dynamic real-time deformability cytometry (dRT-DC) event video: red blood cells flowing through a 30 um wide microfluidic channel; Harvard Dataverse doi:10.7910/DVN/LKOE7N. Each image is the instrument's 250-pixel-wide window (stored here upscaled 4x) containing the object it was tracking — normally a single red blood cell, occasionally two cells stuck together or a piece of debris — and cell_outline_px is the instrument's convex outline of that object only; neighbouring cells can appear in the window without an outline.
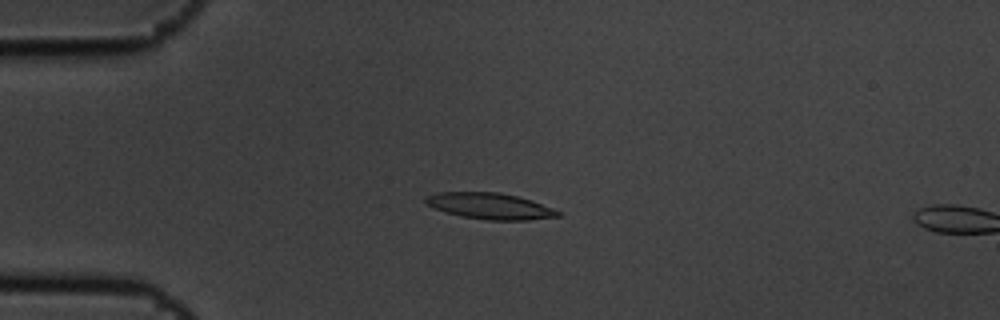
{"species": "common noctule bat (a hibernating species)", "species_latin": "Nyctalus noctula", "temperature_condition": "cold", "stored_images_in_passage": 4, "camera_frame_rate_fps": 3000, "um_per_image_px": 0.085, "animal": {"sex": "male", "body_mass_g": 19.5, "forearm_length_mm": 54.6}, "frame": {"image": 1, "passage_image": 3, "time_ms": 0.667, "image_size_px": [1000, 320], "cell_outline_px": [[564, 216], [528, 220], [488, 220], [460, 216], [424, 204], [424, 196], [436, 192], [500, 192], [532, 200], [552, 208], [560, 212]], "centroid_in_image_um": [41.64, 17.51], "position_along_channel_um": 43.4, "area_um2": 20.29}}